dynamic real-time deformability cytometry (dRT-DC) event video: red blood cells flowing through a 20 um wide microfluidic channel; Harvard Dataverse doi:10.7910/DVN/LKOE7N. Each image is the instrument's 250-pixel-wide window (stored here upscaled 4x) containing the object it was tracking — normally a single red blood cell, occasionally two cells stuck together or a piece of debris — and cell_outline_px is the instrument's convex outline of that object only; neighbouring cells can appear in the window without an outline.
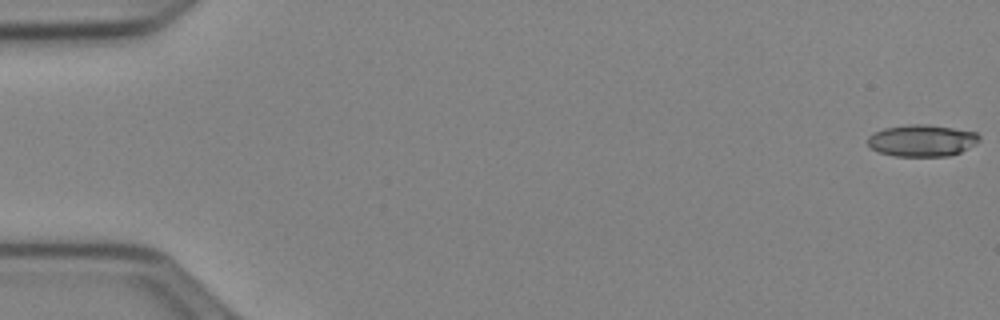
{"species": "Egyptian fruit bat (a non-hibernating species)", "species_latin": "Rousettus aegyptiacus", "temperature_condition": "cold", "stored_images_in_passage": 12, "camera_frame_rate_fps": 3000, "um_per_image_px": 0.085, "animal": {"sex": "female"}, "frame": {"image": 1, "passage_image": 1, "time_ms": 0.0, "image_size_px": [1000, 320], "cell_outline_px": [[980, 140], [976, 144], [960, 152], [948, 156], [896, 156], [880, 152], [872, 148], [868, 144], [868, 136], [884, 128], [908, 124], [928, 124], [976, 132], [980, 136]], "centroid_in_image_um": [78.39, 11.94], "position_along_channel_um": 6.6, "area_um2": 20.58}}